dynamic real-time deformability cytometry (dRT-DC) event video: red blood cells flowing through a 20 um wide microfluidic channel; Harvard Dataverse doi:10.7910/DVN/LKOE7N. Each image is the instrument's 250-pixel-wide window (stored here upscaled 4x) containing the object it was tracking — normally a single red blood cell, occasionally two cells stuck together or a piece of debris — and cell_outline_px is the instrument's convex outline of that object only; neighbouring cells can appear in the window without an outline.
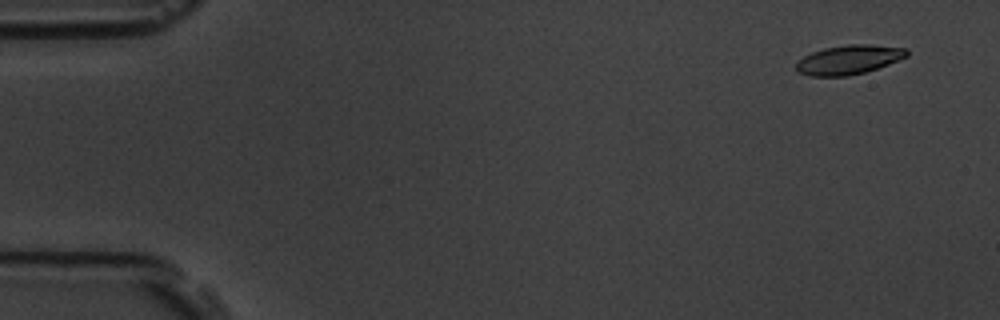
{"species": "common noctule bat (a hibernating species)", "species_latin": "Nyctalus noctula", "temperature_condition": "room temperature", "stored_images_in_passage": 5, "camera_frame_rate_fps": 3000, "um_per_image_px": 0.085, "animal": {"sex": "male", "body_mass_g": 19.5, "forearm_length_mm": 54.6}, "frame": {"image": 1, "passage_image": 1, "time_ms": 0.0, "image_size_px": [1000, 320], "cell_outline_px": [[908, 56], [888, 64], [864, 72], [848, 76], [808, 76], [796, 72], [796, 64], [804, 56], [812, 52], [824, 48], [848, 44], [868, 44], [908, 48]], "centroid_in_image_um": [72.14, 5.07], "position_along_channel_um": 12.9, "area_um2": 18.84}}
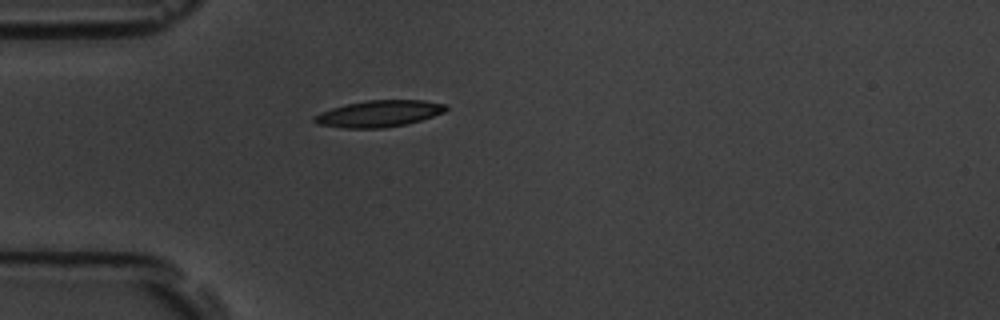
{"frame": {"image": 2, "passage_image": 5, "time_ms": 4.333, "image_size_px": [1000, 320], "cell_outline_px": [[448, 108], [444, 112], [408, 124], [384, 128], [344, 128], [316, 124], [312, 120], [312, 116], [320, 112], [332, 108], [348, 104], [368, 100], [424, 100], [448, 104]], "centroid_in_image_um": [32.21, 9.66], "position_along_channel_um": 52.8, "area_um2": 20.46}}